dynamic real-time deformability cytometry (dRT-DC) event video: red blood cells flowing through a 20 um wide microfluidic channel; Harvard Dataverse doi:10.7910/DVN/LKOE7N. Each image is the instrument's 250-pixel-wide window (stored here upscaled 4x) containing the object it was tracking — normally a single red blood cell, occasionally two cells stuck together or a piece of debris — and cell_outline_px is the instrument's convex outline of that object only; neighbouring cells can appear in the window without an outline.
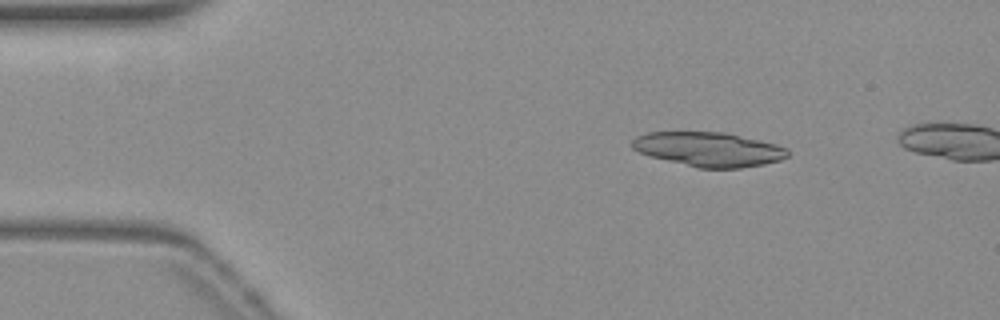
{"species": "common noctule bat (a hibernating species)", "species_latin": "Nyctalus noctula", "temperature_condition": "warm", "stored_images_in_passage": 33, "camera_frame_rate_fps": 3000, "um_per_image_px": 0.085, "animal": {"sex": "female", "body_mass_g": 19.3, "forearm_length_mm": 54.1}, "frame": {"image": 1, "passage_image": 7, "time_ms": 2.0, "image_size_px": [1000, 320], "cell_outline_px": [[788, 156], [780, 160], [764, 164], [740, 168], [696, 168], [652, 156], [640, 152], [632, 148], [632, 140], [636, 136], [648, 132], [724, 132], [776, 144], [788, 148]], "centroid_in_image_um": [60.25, 12.69], "position_along_channel_um": 24.8, "area_um2": 30.98}}